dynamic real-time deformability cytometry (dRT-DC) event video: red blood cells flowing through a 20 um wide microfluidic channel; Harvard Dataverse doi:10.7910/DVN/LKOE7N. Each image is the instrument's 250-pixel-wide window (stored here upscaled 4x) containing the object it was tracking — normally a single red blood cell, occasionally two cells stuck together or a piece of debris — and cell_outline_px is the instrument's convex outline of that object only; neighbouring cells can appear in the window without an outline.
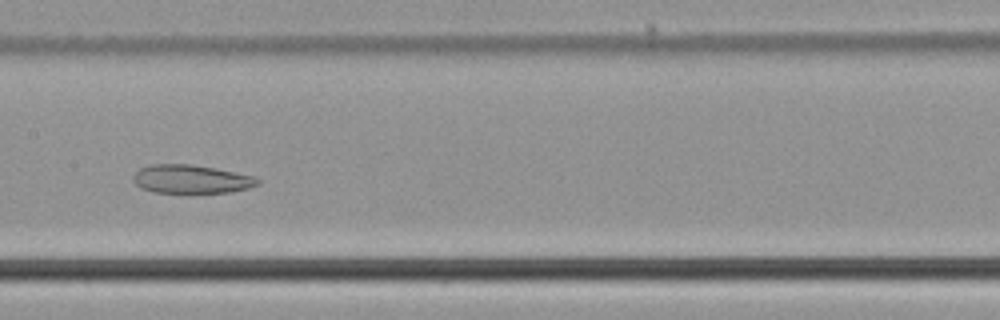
{"species": "common noctule bat (a hibernating species)", "species_latin": "Nyctalus noctula", "temperature_condition": "cold", "stored_images_in_passage": 50, "camera_frame_rate_fps": 3000, "um_per_image_px": 0.085, "animal": {"sex": "male", "body_mass_g": 21.5, "forearm_length_mm": 52.0}, "frame": {"image": 1, "passage_image": 22, "time_ms": 7.0, "image_size_px": [1000, 320], "cell_outline_px": [[260, 184], [248, 188], [232, 192], [188, 196], [152, 192], [140, 188], [132, 180], [132, 176], [140, 168], [148, 164], [188, 164], [212, 168], [252, 176], [260, 180]], "centroid_in_image_um": [16.19, 15.29], "position_along_channel_um": 191.2, "area_um2": 21.62}}
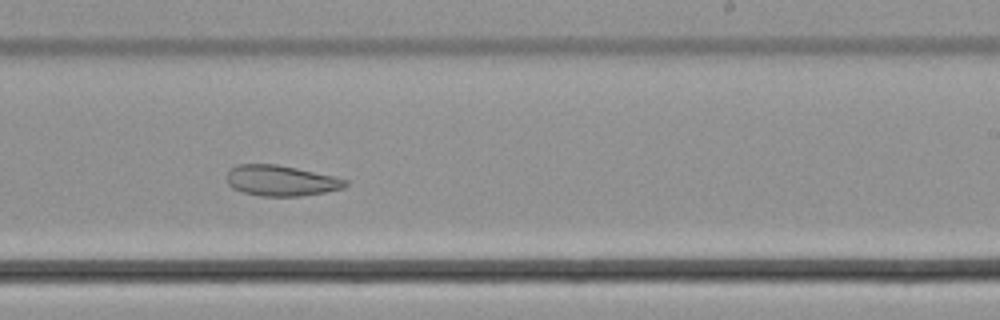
{"frame": {"image": 2, "passage_image": 28, "time_ms": 9.0, "image_size_px": [1000, 320], "cell_outline_px": [[348, 184], [344, 188], [304, 196], [260, 196], [244, 192], [232, 188], [228, 184], [228, 172], [236, 164], [276, 164], [336, 176], [348, 180]], "centroid_in_image_um": [23.92, 15.35], "position_along_channel_um": 265.1, "area_um2": 21.21}}
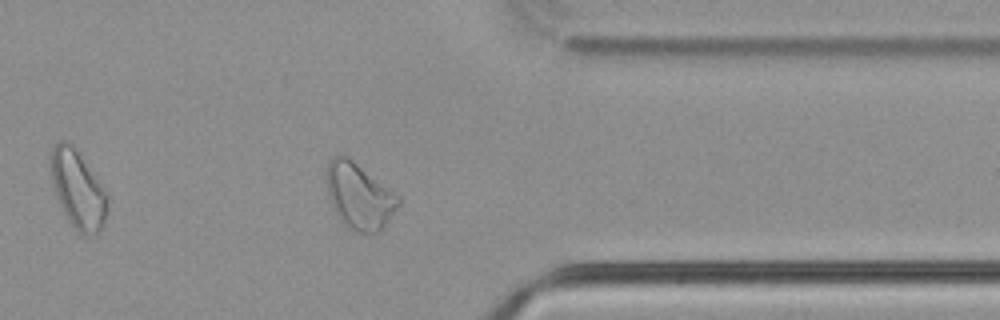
{"frame": {"image": 3, "passage_image": 38, "time_ms": 12.333, "image_size_px": [1000, 320], "cell_outline_px": [[400, 204], [380, 232], [356, 232], [348, 228], [340, 220], [328, 196], [328, 160], [336, 156], [348, 156], [400, 196]], "centroid_in_image_um": [30.56, 16.68], "position_along_channel_um": 380.8, "area_um2": 27.22}, "authors_computed_cell_mechanics": {"area_um2": 27.0504, "velocity_mm_per_s": 3.7062, "shape_relaxation_time_tau1_ms": null, "shape_relaxation_time_tau2_ms": 6.1369, "deformation_change_tau1": null, "deformation_change_tau2": 0.1223}}